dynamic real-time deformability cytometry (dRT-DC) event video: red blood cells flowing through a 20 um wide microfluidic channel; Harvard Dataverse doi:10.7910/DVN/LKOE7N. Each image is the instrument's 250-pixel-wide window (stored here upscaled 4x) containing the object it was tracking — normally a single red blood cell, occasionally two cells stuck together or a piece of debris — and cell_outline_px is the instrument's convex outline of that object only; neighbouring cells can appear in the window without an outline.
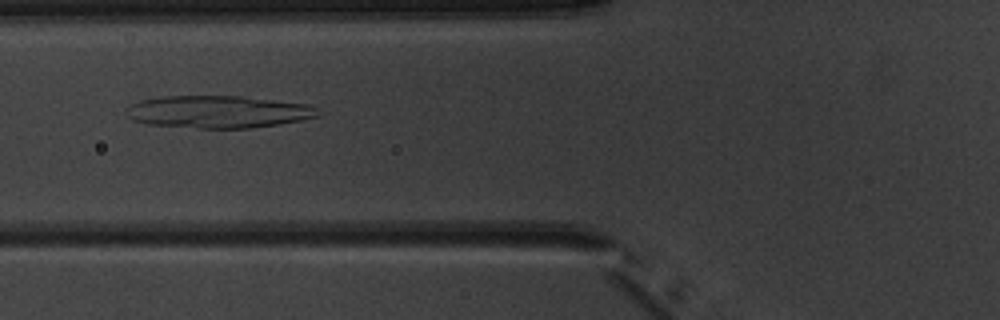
{"species": "common noctule bat (a hibernating species)", "species_latin": "Nyctalus noctula", "temperature_condition": "warm", "stored_images_in_passage": 4, "camera_frame_rate_fps": 3000, "um_per_image_px": 0.085, "animal": {"sex": "male", "body_mass_g": 20.1, "forearm_length_mm": 53.5}, "frame": {"image": 1, "passage_image": 3, "time_ms": 2.667, "image_size_px": [1000, 320], "cell_outline_px": [[320, 116], [300, 120], [252, 128], [196, 128], [148, 124], [132, 120], [124, 112], [128, 104], [140, 100], [160, 96], [240, 96], [308, 104], [316, 108]], "centroid_in_image_um": [18.47, 9.5], "position_along_channel_um": 107.3, "area_um2": 36.24}}